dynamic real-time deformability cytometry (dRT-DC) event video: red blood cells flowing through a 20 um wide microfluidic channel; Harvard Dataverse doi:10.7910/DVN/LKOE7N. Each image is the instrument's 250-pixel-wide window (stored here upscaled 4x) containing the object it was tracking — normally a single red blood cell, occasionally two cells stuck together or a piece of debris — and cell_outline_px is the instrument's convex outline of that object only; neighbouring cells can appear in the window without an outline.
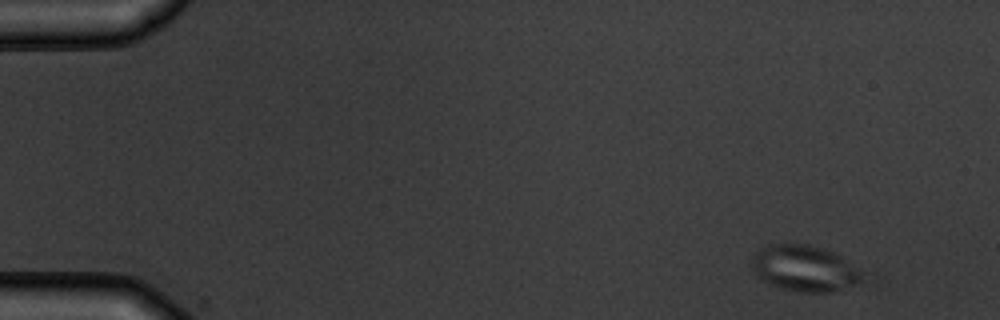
{"species": "common noctule bat (a hibernating species)", "species_latin": "Nyctalus noctula", "temperature_condition": "warm", "stored_images_in_passage": 2, "camera_frame_rate_fps": 3000, "um_per_image_px": 0.085, "animal": {"sex": "male", "body_mass_g": 19.5, "forearm_length_mm": 54.6}, "frame": {"image": 1, "passage_image": 1, "time_ms": 0.0, "image_size_px": [1000, 320], "cell_outline_px": [[860, 280], [852, 284], [832, 292], [800, 292], [780, 288], [768, 284], [756, 276], [752, 268], [752, 256], [760, 248], [772, 244], [808, 244], [832, 252], [840, 256], [860, 272]], "centroid_in_image_um": [68.27, 22.81], "position_along_channel_um": 16.7, "area_um2": 29.07}}